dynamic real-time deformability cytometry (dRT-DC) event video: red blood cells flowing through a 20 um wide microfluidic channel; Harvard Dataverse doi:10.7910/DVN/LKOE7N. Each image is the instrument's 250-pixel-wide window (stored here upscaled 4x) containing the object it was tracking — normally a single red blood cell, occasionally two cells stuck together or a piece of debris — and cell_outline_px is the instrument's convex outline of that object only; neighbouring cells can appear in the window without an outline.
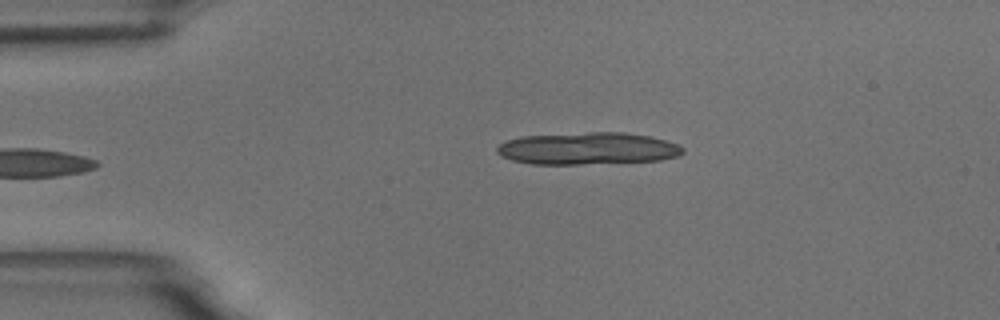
{"species": "common noctule bat (a hibernating species)", "species_latin": "Nyctalus noctula", "temperature_condition": "room temperature", "stored_images_in_passage": 12, "camera_frame_rate_fps": 3000, "um_per_image_px": 0.085, "animal": {"sex": "male", "body_mass_g": 18.8}, "frame": {"image": 1, "passage_image": 9, "time_ms": 2.667, "image_size_px": [1000, 320], "cell_outline_px": [[664, 156], [644, 160], [524, 160], [524, 140], [580, 140], [656, 152]], "centroid_in_image_um": [49.46, 12.86], "position_along_channel_um": 35.5, "area_um2": 15.84}}